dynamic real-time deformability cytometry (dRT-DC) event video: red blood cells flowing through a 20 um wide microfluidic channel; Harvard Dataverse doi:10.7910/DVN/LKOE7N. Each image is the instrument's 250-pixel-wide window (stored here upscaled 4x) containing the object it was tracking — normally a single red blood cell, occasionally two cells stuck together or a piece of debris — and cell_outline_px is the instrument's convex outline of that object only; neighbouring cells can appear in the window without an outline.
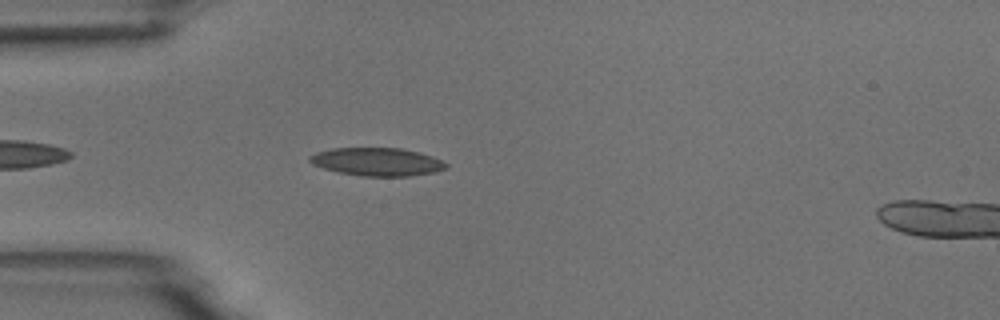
{"species": "common noctule bat (a hibernating species)", "species_latin": "Nyctalus noctula", "temperature_condition": "room temperature", "stored_images_in_passage": 5, "camera_frame_rate_fps": 3000, "um_per_image_px": 0.085, "animal": {"sex": "male", "body_mass_g": 18.8}, "frame": {"image": 1, "passage_image": 4, "time_ms": 3.333, "image_size_px": [1000, 320], "cell_outline_px": [[448, 168], [436, 172], [408, 176], [360, 176], [336, 172], [312, 164], [308, 160], [308, 156], [316, 152], [332, 148], [400, 148], [420, 152], [432, 156], [448, 164]], "centroid_in_image_um": [32.04, 13.75], "position_along_channel_um": 53.0, "area_um2": 22.48}}